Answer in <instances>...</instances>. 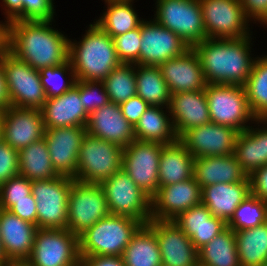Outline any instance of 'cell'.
Wrapping results in <instances>:
<instances>
[{
	"label": "cell",
	"mask_w": 267,
	"mask_h": 266,
	"mask_svg": "<svg viewBox=\"0 0 267 266\" xmlns=\"http://www.w3.org/2000/svg\"><path fill=\"white\" fill-rule=\"evenodd\" d=\"M171 94L205 90L207 82L198 55L189 48L182 55L159 65Z\"/></svg>",
	"instance_id": "44dd1931"
},
{
	"label": "cell",
	"mask_w": 267,
	"mask_h": 266,
	"mask_svg": "<svg viewBox=\"0 0 267 266\" xmlns=\"http://www.w3.org/2000/svg\"><path fill=\"white\" fill-rule=\"evenodd\" d=\"M86 132L122 148L136 140L134 127L124 118L120 106L112 102L89 115Z\"/></svg>",
	"instance_id": "7402d4cb"
},
{
	"label": "cell",
	"mask_w": 267,
	"mask_h": 266,
	"mask_svg": "<svg viewBox=\"0 0 267 266\" xmlns=\"http://www.w3.org/2000/svg\"><path fill=\"white\" fill-rule=\"evenodd\" d=\"M19 174L30 181L50 180L60 176L54 169L44 138L18 151Z\"/></svg>",
	"instance_id": "836d02e7"
},
{
	"label": "cell",
	"mask_w": 267,
	"mask_h": 266,
	"mask_svg": "<svg viewBox=\"0 0 267 266\" xmlns=\"http://www.w3.org/2000/svg\"><path fill=\"white\" fill-rule=\"evenodd\" d=\"M117 57L121 63L139 65L141 24L138 28L113 37Z\"/></svg>",
	"instance_id": "b9f144b4"
},
{
	"label": "cell",
	"mask_w": 267,
	"mask_h": 266,
	"mask_svg": "<svg viewBox=\"0 0 267 266\" xmlns=\"http://www.w3.org/2000/svg\"><path fill=\"white\" fill-rule=\"evenodd\" d=\"M194 157L179 141L163 144L159 160V186H167L193 177Z\"/></svg>",
	"instance_id": "f546056e"
},
{
	"label": "cell",
	"mask_w": 267,
	"mask_h": 266,
	"mask_svg": "<svg viewBox=\"0 0 267 266\" xmlns=\"http://www.w3.org/2000/svg\"><path fill=\"white\" fill-rule=\"evenodd\" d=\"M39 75L47 98L62 95L76 82L69 60L60 66L41 69Z\"/></svg>",
	"instance_id": "60d3db41"
},
{
	"label": "cell",
	"mask_w": 267,
	"mask_h": 266,
	"mask_svg": "<svg viewBox=\"0 0 267 266\" xmlns=\"http://www.w3.org/2000/svg\"><path fill=\"white\" fill-rule=\"evenodd\" d=\"M252 37L207 38L192 47L198 55L207 84L244 86L256 58L251 53Z\"/></svg>",
	"instance_id": "7a4b0ae2"
},
{
	"label": "cell",
	"mask_w": 267,
	"mask_h": 266,
	"mask_svg": "<svg viewBox=\"0 0 267 266\" xmlns=\"http://www.w3.org/2000/svg\"><path fill=\"white\" fill-rule=\"evenodd\" d=\"M202 202V187L194 177L167 186H159L151 201V219L174 220Z\"/></svg>",
	"instance_id": "ac0fdd59"
},
{
	"label": "cell",
	"mask_w": 267,
	"mask_h": 266,
	"mask_svg": "<svg viewBox=\"0 0 267 266\" xmlns=\"http://www.w3.org/2000/svg\"><path fill=\"white\" fill-rule=\"evenodd\" d=\"M125 266H161V253L153 229L142 224L122 255Z\"/></svg>",
	"instance_id": "d6a6232c"
},
{
	"label": "cell",
	"mask_w": 267,
	"mask_h": 266,
	"mask_svg": "<svg viewBox=\"0 0 267 266\" xmlns=\"http://www.w3.org/2000/svg\"><path fill=\"white\" fill-rule=\"evenodd\" d=\"M155 233L165 266H198V250L173 220L151 219L147 223Z\"/></svg>",
	"instance_id": "e0dca14e"
},
{
	"label": "cell",
	"mask_w": 267,
	"mask_h": 266,
	"mask_svg": "<svg viewBox=\"0 0 267 266\" xmlns=\"http://www.w3.org/2000/svg\"><path fill=\"white\" fill-rule=\"evenodd\" d=\"M188 49L189 46L177 34L154 19H144L141 23L139 65L159 66Z\"/></svg>",
	"instance_id": "2e32d148"
},
{
	"label": "cell",
	"mask_w": 267,
	"mask_h": 266,
	"mask_svg": "<svg viewBox=\"0 0 267 266\" xmlns=\"http://www.w3.org/2000/svg\"><path fill=\"white\" fill-rule=\"evenodd\" d=\"M74 180L60 175L50 180L31 182L37 206V228L67 229L68 197Z\"/></svg>",
	"instance_id": "ba28073f"
},
{
	"label": "cell",
	"mask_w": 267,
	"mask_h": 266,
	"mask_svg": "<svg viewBox=\"0 0 267 266\" xmlns=\"http://www.w3.org/2000/svg\"><path fill=\"white\" fill-rule=\"evenodd\" d=\"M79 97L88 115L110 102L102 81H80Z\"/></svg>",
	"instance_id": "ee69618b"
},
{
	"label": "cell",
	"mask_w": 267,
	"mask_h": 266,
	"mask_svg": "<svg viewBox=\"0 0 267 266\" xmlns=\"http://www.w3.org/2000/svg\"><path fill=\"white\" fill-rule=\"evenodd\" d=\"M137 95L150 106L168 107L171 93L159 66L136 65Z\"/></svg>",
	"instance_id": "8d00e7d4"
},
{
	"label": "cell",
	"mask_w": 267,
	"mask_h": 266,
	"mask_svg": "<svg viewBox=\"0 0 267 266\" xmlns=\"http://www.w3.org/2000/svg\"><path fill=\"white\" fill-rule=\"evenodd\" d=\"M37 230L36 225L0 208V236L7 260H27Z\"/></svg>",
	"instance_id": "d4e9b609"
},
{
	"label": "cell",
	"mask_w": 267,
	"mask_h": 266,
	"mask_svg": "<svg viewBox=\"0 0 267 266\" xmlns=\"http://www.w3.org/2000/svg\"><path fill=\"white\" fill-rule=\"evenodd\" d=\"M9 211L20 217L22 220L37 226V206L32 193L29 195V199L14 201V205Z\"/></svg>",
	"instance_id": "681fc988"
},
{
	"label": "cell",
	"mask_w": 267,
	"mask_h": 266,
	"mask_svg": "<svg viewBox=\"0 0 267 266\" xmlns=\"http://www.w3.org/2000/svg\"><path fill=\"white\" fill-rule=\"evenodd\" d=\"M2 266H32L27 260H8Z\"/></svg>",
	"instance_id": "9f6ffc18"
},
{
	"label": "cell",
	"mask_w": 267,
	"mask_h": 266,
	"mask_svg": "<svg viewBox=\"0 0 267 266\" xmlns=\"http://www.w3.org/2000/svg\"><path fill=\"white\" fill-rule=\"evenodd\" d=\"M6 255L2 246L1 236H0V266L4 265L7 262Z\"/></svg>",
	"instance_id": "6f0895ef"
},
{
	"label": "cell",
	"mask_w": 267,
	"mask_h": 266,
	"mask_svg": "<svg viewBox=\"0 0 267 266\" xmlns=\"http://www.w3.org/2000/svg\"><path fill=\"white\" fill-rule=\"evenodd\" d=\"M110 214L128 216L147 224L151 220L152 199L120 169L100 183Z\"/></svg>",
	"instance_id": "9c48e42d"
},
{
	"label": "cell",
	"mask_w": 267,
	"mask_h": 266,
	"mask_svg": "<svg viewBox=\"0 0 267 266\" xmlns=\"http://www.w3.org/2000/svg\"><path fill=\"white\" fill-rule=\"evenodd\" d=\"M251 112L257 119H267V55L255 58L244 84Z\"/></svg>",
	"instance_id": "74e56055"
},
{
	"label": "cell",
	"mask_w": 267,
	"mask_h": 266,
	"mask_svg": "<svg viewBox=\"0 0 267 266\" xmlns=\"http://www.w3.org/2000/svg\"><path fill=\"white\" fill-rule=\"evenodd\" d=\"M267 221V202L253 195L244 199L227 222V227L234 232L254 228Z\"/></svg>",
	"instance_id": "ab89813d"
},
{
	"label": "cell",
	"mask_w": 267,
	"mask_h": 266,
	"mask_svg": "<svg viewBox=\"0 0 267 266\" xmlns=\"http://www.w3.org/2000/svg\"><path fill=\"white\" fill-rule=\"evenodd\" d=\"M207 38L239 39L253 35L239 0H199Z\"/></svg>",
	"instance_id": "7c38bea8"
},
{
	"label": "cell",
	"mask_w": 267,
	"mask_h": 266,
	"mask_svg": "<svg viewBox=\"0 0 267 266\" xmlns=\"http://www.w3.org/2000/svg\"><path fill=\"white\" fill-rule=\"evenodd\" d=\"M45 129L57 127H86L89 115L79 97V80L68 91L46 99L40 109Z\"/></svg>",
	"instance_id": "603a6c76"
},
{
	"label": "cell",
	"mask_w": 267,
	"mask_h": 266,
	"mask_svg": "<svg viewBox=\"0 0 267 266\" xmlns=\"http://www.w3.org/2000/svg\"><path fill=\"white\" fill-rule=\"evenodd\" d=\"M121 146L86 133L79 149L75 180L100 184L122 169Z\"/></svg>",
	"instance_id": "5b68a950"
},
{
	"label": "cell",
	"mask_w": 267,
	"mask_h": 266,
	"mask_svg": "<svg viewBox=\"0 0 267 266\" xmlns=\"http://www.w3.org/2000/svg\"><path fill=\"white\" fill-rule=\"evenodd\" d=\"M124 118L135 127L140 117L150 107L140 96L135 95L119 105Z\"/></svg>",
	"instance_id": "7dc6e473"
},
{
	"label": "cell",
	"mask_w": 267,
	"mask_h": 266,
	"mask_svg": "<svg viewBox=\"0 0 267 266\" xmlns=\"http://www.w3.org/2000/svg\"><path fill=\"white\" fill-rule=\"evenodd\" d=\"M80 266H125L119 256H88L81 257Z\"/></svg>",
	"instance_id": "f5cc1de1"
},
{
	"label": "cell",
	"mask_w": 267,
	"mask_h": 266,
	"mask_svg": "<svg viewBox=\"0 0 267 266\" xmlns=\"http://www.w3.org/2000/svg\"><path fill=\"white\" fill-rule=\"evenodd\" d=\"M86 133V127L78 126L45 129L50 159L59 175L75 179L79 149Z\"/></svg>",
	"instance_id": "d6986e66"
},
{
	"label": "cell",
	"mask_w": 267,
	"mask_h": 266,
	"mask_svg": "<svg viewBox=\"0 0 267 266\" xmlns=\"http://www.w3.org/2000/svg\"><path fill=\"white\" fill-rule=\"evenodd\" d=\"M23 20H55L54 0H21Z\"/></svg>",
	"instance_id": "f6af8a7d"
},
{
	"label": "cell",
	"mask_w": 267,
	"mask_h": 266,
	"mask_svg": "<svg viewBox=\"0 0 267 266\" xmlns=\"http://www.w3.org/2000/svg\"><path fill=\"white\" fill-rule=\"evenodd\" d=\"M19 174L18 151L0 140V185Z\"/></svg>",
	"instance_id": "bcb514c9"
},
{
	"label": "cell",
	"mask_w": 267,
	"mask_h": 266,
	"mask_svg": "<svg viewBox=\"0 0 267 266\" xmlns=\"http://www.w3.org/2000/svg\"><path fill=\"white\" fill-rule=\"evenodd\" d=\"M154 20L177 34L189 48L207 39L199 0H154Z\"/></svg>",
	"instance_id": "52a82bcc"
},
{
	"label": "cell",
	"mask_w": 267,
	"mask_h": 266,
	"mask_svg": "<svg viewBox=\"0 0 267 266\" xmlns=\"http://www.w3.org/2000/svg\"><path fill=\"white\" fill-rule=\"evenodd\" d=\"M168 110L178 138L186 130L211 122L205 90L171 94Z\"/></svg>",
	"instance_id": "cb8c5ba5"
},
{
	"label": "cell",
	"mask_w": 267,
	"mask_h": 266,
	"mask_svg": "<svg viewBox=\"0 0 267 266\" xmlns=\"http://www.w3.org/2000/svg\"><path fill=\"white\" fill-rule=\"evenodd\" d=\"M110 214L100 184L74 180L68 197L67 229L80 236L100 219Z\"/></svg>",
	"instance_id": "8fae6325"
},
{
	"label": "cell",
	"mask_w": 267,
	"mask_h": 266,
	"mask_svg": "<svg viewBox=\"0 0 267 266\" xmlns=\"http://www.w3.org/2000/svg\"><path fill=\"white\" fill-rule=\"evenodd\" d=\"M159 142L134 140L123 151L122 169L151 199L159 189Z\"/></svg>",
	"instance_id": "5bb4252c"
},
{
	"label": "cell",
	"mask_w": 267,
	"mask_h": 266,
	"mask_svg": "<svg viewBox=\"0 0 267 266\" xmlns=\"http://www.w3.org/2000/svg\"><path fill=\"white\" fill-rule=\"evenodd\" d=\"M239 132L232 127L209 122L186 130L178 140L194 158L234 154Z\"/></svg>",
	"instance_id": "9a60e30c"
},
{
	"label": "cell",
	"mask_w": 267,
	"mask_h": 266,
	"mask_svg": "<svg viewBox=\"0 0 267 266\" xmlns=\"http://www.w3.org/2000/svg\"><path fill=\"white\" fill-rule=\"evenodd\" d=\"M248 177L250 194L267 202V165L254 170Z\"/></svg>",
	"instance_id": "f907efd6"
},
{
	"label": "cell",
	"mask_w": 267,
	"mask_h": 266,
	"mask_svg": "<svg viewBox=\"0 0 267 266\" xmlns=\"http://www.w3.org/2000/svg\"><path fill=\"white\" fill-rule=\"evenodd\" d=\"M10 107V99L8 96V88L3 70V63L0 60V109L5 110Z\"/></svg>",
	"instance_id": "db71d44e"
},
{
	"label": "cell",
	"mask_w": 267,
	"mask_h": 266,
	"mask_svg": "<svg viewBox=\"0 0 267 266\" xmlns=\"http://www.w3.org/2000/svg\"><path fill=\"white\" fill-rule=\"evenodd\" d=\"M68 60L80 81H103L121 64L113 38L95 22L88 25L79 41L69 38Z\"/></svg>",
	"instance_id": "3957f363"
},
{
	"label": "cell",
	"mask_w": 267,
	"mask_h": 266,
	"mask_svg": "<svg viewBox=\"0 0 267 266\" xmlns=\"http://www.w3.org/2000/svg\"><path fill=\"white\" fill-rule=\"evenodd\" d=\"M205 93L211 122L242 132L257 120L249 107L244 86L207 84Z\"/></svg>",
	"instance_id": "8992f818"
},
{
	"label": "cell",
	"mask_w": 267,
	"mask_h": 266,
	"mask_svg": "<svg viewBox=\"0 0 267 266\" xmlns=\"http://www.w3.org/2000/svg\"><path fill=\"white\" fill-rule=\"evenodd\" d=\"M250 195V181L217 183L202 188V204L211 214L228 222L237 206Z\"/></svg>",
	"instance_id": "f1b7e54d"
},
{
	"label": "cell",
	"mask_w": 267,
	"mask_h": 266,
	"mask_svg": "<svg viewBox=\"0 0 267 266\" xmlns=\"http://www.w3.org/2000/svg\"><path fill=\"white\" fill-rule=\"evenodd\" d=\"M134 133L139 141L171 144L178 140L168 107L163 106H150L134 127Z\"/></svg>",
	"instance_id": "4dcf8cb0"
},
{
	"label": "cell",
	"mask_w": 267,
	"mask_h": 266,
	"mask_svg": "<svg viewBox=\"0 0 267 266\" xmlns=\"http://www.w3.org/2000/svg\"><path fill=\"white\" fill-rule=\"evenodd\" d=\"M8 51V23L0 21V60Z\"/></svg>",
	"instance_id": "11a10c76"
},
{
	"label": "cell",
	"mask_w": 267,
	"mask_h": 266,
	"mask_svg": "<svg viewBox=\"0 0 267 266\" xmlns=\"http://www.w3.org/2000/svg\"><path fill=\"white\" fill-rule=\"evenodd\" d=\"M105 1V11L100 14L95 22L105 33L111 38L125 34L128 31L136 29L143 22V18L139 17L136 8H134L135 0H103Z\"/></svg>",
	"instance_id": "1f68e13d"
},
{
	"label": "cell",
	"mask_w": 267,
	"mask_h": 266,
	"mask_svg": "<svg viewBox=\"0 0 267 266\" xmlns=\"http://www.w3.org/2000/svg\"><path fill=\"white\" fill-rule=\"evenodd\" d=\"M2 115H3V110L0 109V140L2 139Z\"/></svg>",
	"instance_id": "680465c9"
},
{
	"label": "cell",
	"mask_w": 267,
	"mask_h": 266,
	"mask_svg": "<svg viewBox=\"0 0 267 266\" xmlns=\"http://www.w3.org/2000/svg\"><path fill=\"white\" fill-rule=\"evenodd\" d=\"M8 88L10 106L41 109L46 102V94L39 71L7 51L1 59Z\"/></svg>",
	"instance_id": "30bf717a"
},
{
	"label": "cell",
	"mask_w": 267,
	"mask_h": 266,
	"mask_svg": "<svg viewBox=\"0 0 267 266\" xmlns=\"http://www.w3.org/2000/svg\"><path fill=\"white\" fill-rule=\"evenodd\" d=\"M31 182L25 176L18 174L10 178L6 183L0 185V208L9 210L14 201L29 199Z\"/></svg>",
	"instance_id": "7bdbcfd3"
},
{
	"label": "cell",
	"mask_w": 267,
	"mask_h": 266,
	"mask_svg": "<svg viewBox=\"0 0 267 266\" xmlns=\"http://www.w3.org/2000/svg\"><path fill=\"white\" fill-rule=\"evenodd\" d=\"M2 10H4V21L11 23L13 21L23 20V6L21 0H1Z\"/></svg>",
	"instance_id": "816d5d0a"
},
{
	"label": "cell",
	"mask_w": 267,
	"mask_h": 266,
	"mask_svg": "<svg viewBox=\"0 0 267 266\" xmlns=\"http://www.w3.org/2000/svg\"><path fill=\"white\" fill-rule=\"evenodd\" d=\"M247 19L261 26L267 21V0H239ZM256 21V22H255Z\"/></svg>",
	"instance_id": "c3c4849f"
},
{
	"label": "cell",
	"mask_w": 267,
	"mask_h": 266,
	"mask_svg": "<svg viewBox=\"0 0 267 266\" xmlns=\"http://www.w3.org/2000/svg\"><path fill=\"white\" fill-rule=\"evenodd\" d=\"M202 266H240L235 232L227 227L208 244L198 250Z\"/></svg>",
	"instance_id": "d590c367"
},
{
	"label": "cell",
	"mask_w": 267,
	"mask_h": 266,
	"mask_svg": "<svg viewBox=\"0 0 267 266\" xmlns=\"http://www.w3.org/2000/svg\"><path fill=\"white\" fill-rule=\"evenodd\" d=\"M102 82L110 102L120 105L137 95L136 65L121 63Z\"/></svg>",
	"instance_id": "f35d334b"
},
{
	"label": "cell",
	"mask_w": 267,
	"mask_h": 266,
	"mask_svg": "<svg viewBox=\"0 0 267 266\" xmlns=\"http://www.w3.org/2000/svg\"><path fill=\"white\" fill-rule=\"evenodd\" d=\"M142 223L134 218L109 214L79 236L80 257H122Z\"/></svg>",
	"instance_id": "277c9868"
},
{
	"label": "cell",
	"mask_w": 267,
	"mask_h": 266,
	"mask_svg": "<svg viewBox=\"0 0 267 266\" xmlns=\"http://www.w3.org/2000/svg\"><path fill=\"white\" fill-rule=\"evenodd\" d=\"M27 261L32 266H80L79 237L68 229L38 228Z\"/></svg>",
	"instance_id": "4fadbf2b"
},
{
	"label": "cell",
	"mask_w": 267,
	"mask_h": 266,
	"mask_svg": "<svg viewBox=\"0 0 267 266\" xmlns=\"http://www.w3.org/2000/svg\"><path fill=\"white\" fill-rule=\"evenodd\" d=\"M2 140L19 151L44 138V121L39 109L10 106L3 110Z\"/></svg>",
	"instance_id": "ffe728a7"
},
{
	"label": "cell",
	"mask_w": 267,
	"mask_h": 266,
	"mask_svg": "<svg viewBox=\"0 0 267 266\" xmlns=\"http://www.w3.org/2000/svg\"><path fill=\"white\" fill-rule=\"evenodd\" d=\"M264 28H266L267 27V21L262 25Z\"/></svg>",
	"instance_id": "91938a15"
},
{
	"label": "cell",
	"mask_w": 267,
	"mask_h": 266,
	"mask_svg": "<svg viewBox=\"0 0 267 266\" xmlns=\"http://www.w3.org/2000/svg\"><path fill=\"white\" fill-rule=\"evenodd\" d=\"M240 266H262L267 261V221L235 231Z\"/></svg>",
	"instance_id": "e575fe53"
},
{
	"label": "cell",
	"mask_w": 267,
	"mask_h": 266,
	"mask_svg": "<svg viewBox=\"0 0 267 266\" xmlns=\"http://www.w3.org/2000/svg\"><path fill=\"white\" fill-rule=\"evenodd\" d=\"M193 177L202 188L217 183L250 181L234 154L194 158Z\"/></svg>",
	"instance_id": "484cf974"
},
{
	"label": "cell",
	"mask_w": 267,
	"mask_h": 266,
	"mask_svg": "<svg viewBox=\"0 0 267 266\" xmlns=\"http://www.w3.org/2000/svg\"><path fill=\"white\" fill-rule=\"evenodd\" d=\"M54 22L22 20L8 23V51L38 71L66 63L69 38L53 28Z\"/></svg>",
	"instance_id": "6da1fadb"
},
{
	"label": "cell",
	"mask_w": 267,
	"mask_h": 266,
	"mask_svg": "<svg viewBox=\"0 0 267 266\" xmlns=\"http://www.w3.org/2000/svg\"><path fill=\"white\" fill-rule=\"evenodd\" d=\"M255 125L257 127L251 124L239 132L234 150L237 161L248 176L267 165V119H257Z\"/></svg>",
	"instance_id": "83f0119b"
},
{
	"label": "cell",
	"mask_w": 267,
	"mask_h": 266,
	"mask_svg": "<svg viewBox=\"0 0 267 266\" xmlns=\"http://www.w3.org/2000/svg\"><path fill=\"white\" fill-rule=\"evenodd\" d=\"M173 221L191 239L197 250L227 228V222L213 216L202 203L181 213Z\"/></svg>",
	"instance_id": "4316f807"
}]
</instances>
